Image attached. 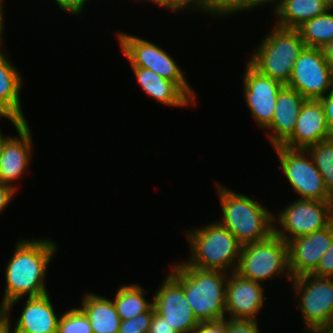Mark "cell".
<instances>
[{"instance_id":"obj_1","label":"cell","mask_w":333,"mask_h":333,"mask_svg":"<svg viewBox=\"0 0 333 333\" xmlns=\"http://www.w3.org/2000/svg\"><path fill=\"white\" fill-rule=\"evenodd\" d=\"M15 245L13 255L5 267L6 286L0 302V309L7 313L26 295L29 298L48 293L46 270L58 251L57 244L49 238H20Z\"/></svg>"},{"instance_id":"obj_2","label":"cell","mask_w":333,"mask_h":333,"mask_svg":"<svg viewBox=\"0 0 333 333\" xmlns=\"http://www.w3.org/2000/svg\"><path fill=\"white\" fill-rule=\"evenodd\" d=\"M171 268L169 274L183 287L185 298L199 322L227 318V272L195 268L185 261L175 262Z\"/></svg>"},{"instance_id":"obj_3","label":"cell","mask_w":333,"mask_h":333,"mask_svg":"<svg viewBox=\"0 0 333 333\" xmlns=\"http://www.w3.org/2000/svg\"><path fill=\"white\" fill-rule=\"evenodd\" d=\"M222 219L217 221L226 227L243 246L260 242L274 233L273 217L266 207L255 199L237 193L216 182Z\"/></svg>"},{"instance_id":"obj_4","label":"cell","mask_w":333,"mask_h":333,"mask_svg":"<svg viewBox=\"0 0 333 333\" xmlns=\"http://www.w3.org/2000/svg\"><path fill=\"white\" fill-rule=\"evenodd\" d=\"M185 235L190 247L189 258L185 262L188 266L227 273L236 271L242 245L217 220L187 230Z\"/></svg>"},{"instance_id":"obj_5","label":"cell","mask_w":333,"mask_h":333,"mask_svg":"<svg viewBox=\"0 0 333 333\" xmlns=\"http://www.w3.org/2000/svg\"><path fill=\"white\" fill-rule=\"evenodd\" d=\"M259 43L247 61L261 74L287 85L305 47L299 31L275 25Z\"/></svg>"},{"instance_id":"obj_6","label":"cell","mask_w":333,"mask_h":333,"mask_svg":"<svg viewBox=\"0 0 333 333\" xmlns=\"http://www.w3.org/2000/svg\"><path fill=\"white\" fill-rule=\"evenodd\" d=\"M121 51L131 67L150 69L159 76L173 81L195 104L197 96L185 74L173 57L162 47L124 32H115Z\"/></svg>"},{"instance_id":"obj_7","label":"cell","mask_w":333,"mask_h":333,"mask_svg":"<svg viewBox=\"0 0 333 333\" xmlns=\"http://www.w3.org/2000/svg\"><path fill=\"white\" fill-rule=\"evenodd\" d=\"M235 272L261 284L271 278L285 275L291 282L287 243L273 233L263 241L244 244Z\"/></svg>"},{"instance_id":"obj_8","label":"cell","mask_w":333,"mask_h":333,"mask_svg":"<svg viewBox=\"0 0 333 333\" xmlns=\"http://www.w3.org/2000/svg\"><path fill=\"white\" fill-rule=\"evenodd\" d=\"M291 282L293 292L299 296L297 307L304 323L303 333H318L333 320V278L306 274Z\"/></svg>"},{"instance_id":"obj_9","label":"cell","mask_w":333,"mask_h":333,"mask_svg":"<svg viewBox=\"0 0 333 333\" xmlns=\"http://www.w3.org/2000/svg\"><path fill=\"white\" fill-rule=\"evenodd\" d=\"M293 201L277 214L278 217H273L274 234L286 243L324 229L333 222V201L299 198Z\"/></svg>"},{"instance_id":"obj_10","label":"cell","mask_w":333,"mask_h":333,"mask_svg":"<svg viewBox=\"0 0 333 333\" xmlns=\"http://www.w3.org/2000/svg\"><path fill=\"white\" fill-rule=\"evenodd\" d=\"M280 170L299 199L333 201L311 155L305 149L274 147Z\"/></svg>"},{"instance_id":"obj_11","label":"cell","mask_w":333,"mask_h":333,"mask_svg":"<svg viewBox=\"0 0 333 333\" xmlns=\"http://www.w3.org/2000/svg\"><path fill=\"white\" fill-rule=\"evenodd\" d=\"M287 86L306 99H320L333 88V72L322 48L304 47Z\"/></svg>"},{"instance_id":"obj_12","label":"cell","mask_w":333,"mask_h":333,"mask_svg":"<svg viewBox=\"0 0 333 333\" xmlns=\"http://www.w3.org/2000/svg\"><path fill=\"white\" fill-rule=\"evenodd\" d=\"M243 96L256 124L263 130L273 120L281 82L261 74L249 62L243 74Z\"/></svg>"},{"instance_id":"obj_13","label":"cell","mask_w":333,"mask_h":333,"mask_svg":"<svg viewBox=\"0 0 333 333\" xmlns=\"http://www.w3.org/2000/svg\"><path fill=\"white\" fill-rule=\"evenodd\" d=\"M153 297L157 314L166 319L177 333H193L199 324L184 294L183 287L169 274Z\"/></svg>"},{"instance_id":"obj_14","label":"cell","mask_w":333,"mask_h":333,"mask_svg":"<svg viewBox=\"0 0 333 333\" xmlns=\"http://www.w3.org/2000/svg\"><path fill=\"white\" fill-rule=\"evenodd\" d=\"M332 239L333 222L324 229L289 240L288 268L292 279L311 274L329 249Z\"/></svg>"},{"instance_id":"obj_15","label":"cell","mask_w":333,"mask_h":333,"mask_svg":"<svg viewBox=\"0 0 333 333\" xmlns=\"http://www.w3.org/2000/svg\"><path fill=\"white\" fill-rule=\"evenodd\" d=\"M231 274V275H230ZM263 284L246 279L236 272L228 274L226 281V315L231 319L258 320L263 308Z\"/></svg>"},{"instance_id":"obj_16","label":"cell","mask_w":333,"mask_h":333,"mask_svg":"<svg viewBox=\"0 0 333 333\" xmlns=\"http://www.w3.org/2000/svg\"><path fill=\"white\" fill-rule=\"evenodd\" d=\"M19 135L8 136L3 145L0 158V183L14 187L13 182L21 179L32 160V130L28 122H23L17 129Z\"/></svg>"},{"instance_id":"obj_17","label":"cell","mask_w":333,"mask_h":333,"mask_svg":"<svg viewBox=\"0 0 333 333\" xmlns=\"http://www.w3.org/2000/svg\"><path fill=\"white\" fill-rule=\"evenodd\" d=\"M330 138L325 110L320 99H306L292 136L282 145L290 149H307Z\"/></svg>"},{"instance_id":"obj_18","label":"cell","mask_w":333,"mask_h":333,"mask_svg":"<svg viewBox=\"0 0 333 333\" xmlns=\"http://www.w3.org/2000/svg\"><path fill=\"white\" fill-rule=\"evenodd\" d=\"M306 98L284 85L277 97L273 120L266 128V137L273 147L282 146L293 134L300 109ZM271 129V130H270Z\"/></svg>"},{"instance_id":"obj_19","label":"cell","mask_w":333,"mask_h":333,"mask_svg":"<svg viewBox=\"0 0 333 333\" xmlns=\"http://www.w3.org/2000/svg\"><path fill=\"white\" fill-rule=\"evenodd\" d=\"M23 304L12 333H57L60 316H57L49 293L29 297Z\"/></svg>"},{"instance_id":"obj_20","label":"cell","mask_w":333,"mask_h":333,"mask_svg":"<svg viewBox=\"0 0 333 333\" xmlns=\"http://www.w3.org/2000/svg\"><path fill=\"white\" fill-rule=\"evenodd\" d=\"M143 93L169 107H188L195 103L173 82L143 67H131Z\"/></svg>"},{"instance_id":"obj_21","label":"cell","mask_w":333,"mask_h":333,"mask_svg":"<svg viewBox=\"0 0 333 333\" xmlns=\"http://www.w3.org/2000/svg\"><path fill=\"white\" fill-rule=\"evenodd\" d=\"M332 6L333 0H279L273 8L277 16L275 25L286 29H297L304 22L325 13Z\"/></svg>"},{"instance_id":"obj_22","label":"cell","mask_w":333,"mask_h":333,"mask_svg":"<svg viewBox=\"0 0 333 333\" xmlns=\"http://www.w3.org/2000/svg\"><path fill=\"white\" fill-rule=\"evenodd\" d=\"M79 307L87 316L93 333H119L121 319L112 299L87 292Z\"/></svg>"},{"instance_id":"obj_23","label":"cell","mask_w":333,"mask_h":333,"mask_svg":"<svg viewBox=\"0 0 333 333\" xmlns=\"http://www.w3.org/2000/svg\"><path fill=\"white\" fill-rule=\"evenodd\" d=\"M4 43H0V103L7 107L18 119L27 122L22 111L21 90L23 77L19 69L9 61V57L3 52Z\"/></svg>"},{"instance_id":"obj_24","label":"cell","mask_w":333,"mask_h":333,"mask_svg":"<svg viewBox=\"0 0 333 333\" xmlns=\"http://www.w3.org/2000/svg\"><path fill=\"white\" fill-rule=\"evenodd\" d=\"M143 288L136 283L119 286L112 300L121 321L132 319L153 307V298L149 302L145 297L148 291Z\"/></svg>"},{"instance_id":"obj_25","label":"cell","mask_w":333,"mask_h":333,"mask_svg":"<svg viewBox=\"0 0 333 333\" xmlns=\"http://www.w3.org/2000/svg\"><path fill=\"white\" fill-rule=\"evenodd\" d=\"M333 6L297 28L305 47L323 48L333 40Z\"/></svg>"},{"instance_id":"obj_26","label":"cell","mask_w":333,"mask_h":333,"mask_svg":"<svg viewBox=\"0 0 333 333\" xmlns=\"http://www.w3.org/2000/svg\"><path fill=\"white\" fill-rule=\"evenodd\" d=\"M306 150L319 170L326 190L333 197V138L309 146Z\"/></svg>"},{"instance_id":"obj_27","label":"cell","mask_w":333,"mask_h":333,"mask_svg":"<svg viewBox=\"0 0 333 333\" xmlns=\"http://www.w3.org/2000/svg\"><path fill=\"white\" fill-rule=\"evenodd\" d=\"M57 333H93L86 314L80 308L65 311L58 320Z\"/></svg>"},{"instance_id":"obj_28","label":"cell","mask_w":333,"mask_h":333,"mask_svg":"<svg viewBox=\"0 0 333 333\" xmlns=\"http://www.w3.org/2000/svg\"><path fill=\"white\" fill-rule=\"evenodd\" d=\"M159 7L174 12L197 10L215 17V0H160Z\"/></svg>"},{"instance_id":"obj_29","label":"cell","mask_w":333,"mask_h":333,"mask_svg":"<svg viewBox=\"0 0 333 333\" xmlns=\"http://www.w3.org/2000/svg\"><path fill=\"white\" fill-rule=\"evenodd\" d=\"M153 314L154 307L132 319L121 321L119 333H148Z\"/></svg>"},{"instance_id":"obj_30","label":"cell","mask_w":333,"mask_h":333,"mask_svg":"<svg viewBox=\"0 0 333 333\" xmlns=\"http://www.w3.org/2000/svg\"><path fill=\"white\" fill-rule=\"evenodd\" d=\"M243 10V11H242ZM250 11V0H215V17H226L237 12Z\"/></svg>"},{"instance_id":"obj_31","label":"cell","mask_w":333,"mask_h":333,"mask_svg":"<svg viewBox=\"0 0 333 333\" xmlns=\"http://www.w3.org/2000/svg\"><path fill=\"white\" fill-rule=\"evenodd\" d=\"M258 320L225 318V333H261Z\"/></svg>"},{"instance_id":"obj_32","label":"cell","mask_w":333,"mask_h":333,"mask_svg":"<svg viewBox=\"0 0 333 333\" xmlns=\"http://www.w3.org/2000/svg\"><path fill=\"white\" fill-rule=\"evenodd\" d=\"M311 274L333 278V239L329 249L319 261L318 267Z\"/></svg>"},{"instance_id":"obj_33","label":"cell","mask_w":333,"mask_h":333,"mask_svg":"<svg viewBox=\"0 0 333 333\" xmlns=\"http://www.w3.org/2000/svg\"><path fill=\"white\" fill-rule=\"evenodd\" d=\"M59 10L64 11L65 13H71L73 15H79L83 13L84 6L89 2V0H54Z\"/></svg>"},{"instance_id":"obj_34","label":"cell","mask_w":333,"mask_h":333,"mask_svg":"<svg viewBox=\"0 0 333 333\" xmlns=\"http://www.w3.org/2000/svg\"><path fill=\"white\" fill-rule=\"evenodd\" d=\"M193 333H225V318L199 322Z\"/></svg>"},{"instance_id":"obj_35","label":"cell","mask_w":333,"mask_h":333,"mask_svg":"<svg viewBox=\"0 0 333 333\" xmlns=\"http://www.w3.org/2000/svg\"><path fill=\"white\" fill-rule=\"evenodd\" d=\"M323 104L330 138H333V88L324 97L320 98Z\"/></svg>"},{"instance_id":"obj_36","label":"cell","mask_w":333,"mask_h":333,"mask_svg":"<svg viewBox=\"0 0 333 333\" xmlns=\"http://www.w3.org/2000/svg\"><path fill=\"white\" fill-rule=\"evenodd\" d=\"M148 333H177L172 326H170L166 319L157 314L154 310V314L151 320Z\"/></svg>"},{"instance_id":"obj_37","label":"cell","mask_w":333,"mask_h":333,"mask_svg":"<svg viewBox=\"0 0 333 333\" xmlns=\"http://www.w3.org/2000/svg\"><path fill=\"white\" fill-rule=\"evenodd\" d=\"M17 191L12 186L0 183V213L9 206Z\"/></svg>"},{"instance_id":"obj_38","label":"cell","mask_w":333,"mask_h":333,"mask_svg":"<svg viewBox=\"0 0 333 333\" xmlns=\"http://www.w3.org/2000/svg\"><path fill=\"white\" fill-rule=\"evenodd\" d=\"M10 314L11 313H7L4 309H0V333H12V320H10Z\"/></svg>"},{"instance_id":"obj_39","label":"cell","mask_w":333,"mask_h":333,"mask_svg":"<svg viewBox=\"0 0 333 333\" xmlns=\"http://www.w3.org/2000/svg\"><path fill=\"white\" fill-rule=\"evenodd\" d=\"M1 117L8 119L10 123L12 122L15 129L23 123V121L18 119L7 107L0 103V118Z\"/></svg>"},{"instance_id":"obj_40","label":"cell","mask_w":333,"mask_h":333,"mask_svg":"<svg viewBox=\"0 0 333 333\" xmlns=\"http://www.w3.org/2000/svg\"><path fill=\"white\" fill-rule=\"evenodd\" d=\"M324 57L333 72V40L322 48Z\"/></svg>"},{"instance_id":"obj_41","label":"cell","mask_w":333,"mask_h":333,"mask_svg":"<svg viewBox=\"0 0 333 333\" xmlns=\"http://www.w3.org/2000/svg\"><path fill=\"white\" fill-rule=\"evenodd\" d=\"M279 0H250V11H253L256 7L260 5L273 4L275 6ZM253 9V10H252Z\"/></svg>"},{"instance_id":"obj_42","label":"cell","mask_w":333,"mask_h":333,"mask_svg":"<svg viewBox=\"0 0 333 333\" xmlns=\"http://www.w3.org/2000/svg\"><path fill=\"white\" fill-rule=\"evenodd\" d=\"M3 2H4V0H0V43L3 41L2 39H3V37H2V35H3V31H5V29H4V26H5V23H6V21H5V16L3 15L4 14V5H3ZM5 22V23H4Z\"/></svg>"},{"instance_id":"obj_43","label":"cell","mask_w":333,"mask_h":333,"mask_svg":"<svg viewBox=\"0 0 333 333\" xmlns=\"http://www.w3.org/2000/svg\"><path fill=\"white\" fill-rule=\"evenodd\" d=\"M318 333H333V320L322 328Z\"/></svg>"},{"instance_id":"obj_44","label":"cell","mask_w":333,"mask_h":333,"mask_svg":"<svg viewBox=\"0 0 333 333\" xmlns=\"http://www.w3.org/2000/svg\"><path fill=\"white\" fill-rule=\"evenodd\" d=\"M4 135L5 134H3V132L0 131V158H1V153H2V150H3L4 142L8 138L6 135L5 136Z\"/></svg>"},{"instance_id":"obj_45","label":"cell","mask_w":333,"mask_h":333,"mask_svg":"<svg viewBox=\"0 0 333 333\" xmlns=\"http://www.w3.org/2000/svg\"><path fill=\"white\" fill-rule=\"evenodd\" d=\"M144 1H146V2L149 1L148 3L151 2V3H154V5H156V4L159 5V3H160V0H144Z\"/></svg>"}]
</instances>
